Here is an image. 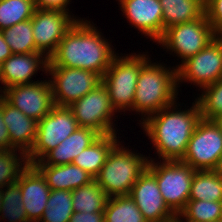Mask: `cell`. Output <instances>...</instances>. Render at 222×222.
<instances>
[{"label":"cell","instance_id":"10","mask_svg":"<svg viewBox=\"0 0 222 222\" xmlns=\"http://www.w3.org/2000/svg\"><path fill=\"white\" fill-rule=\"evenodd\" d=\"M79 128L76 119L68 107L54 106L51 111L38 122L35 143L27 154L29 164L40 161Z\"/></svg>","mask_w":222,"mask_h":222},{"label":"cell","instance_id":"26","mask_svg":"<svg viewBox=\"0 0 222 222\" xmlns=\"http://www.w3.org/2000/svg\"><path fill=\"white\" fill-rule=\"evenodd\" d=\"M104 216L105 222H147L129 195L109 197Z\"/></svg>","mask_w":222,"mask_h":222},{"label":"cell","instance_id":"4","mask_svg":"<svg viewBox=\"0 0 222 222\" xmlns=\"http://www.w3.org/2000/svg\"><path fill=\"white\" fill-rule=\"evenodd\" d=\"M148 162L149 157L123 147L119 142L94 180L108 197L129 195L133 185L146 170Z\"/></svg>","mask_w":222,"mask_h":222},{"label":"cell","instance_id":"39","mask_svg":"<svg viewBox=\"0 0 222 222\" xmlns=\"http://www.w3.org/2000/svg\"><path fill=\"white\" fill-rule=\"evenodd\" d=\"M1 205H2V189H0V210H1Z\"/></svg>","mask_w":222,"mask_h":222},{"label":"cell","instance_id":"5","mask_svg":"<svg viewBox=\"0 0 222 222\" xmlns=\"http://www.w3.org/2000/svg\"><path fill=\"white\" fill-rule=\"evenodd\" d=\"M117 54L102 76L112 108L118 112L131 111L141 68L150 60L149 55Z\"/></svg>","mask_w":222,"mask_h":222},{"label":"cell","instance_id":"7","mask_svg":"<svg viewBox=\"0 0 222 222\" xmlns=\"http://www.w3.org/2000/svg\"><path fill=\"white\" fill-rule=\"evenodd\" d=\"M196 171L219 170L222 162V127L216 120L201 118L181 160Z\"/></svg>","mask_w":222,"mask_h":222},{"label":"cell","instance_id":"19","mask_svg":"<svg viewBox=\"0 0 222 222\" xmlns=\"http://www.w3.org/2000/svg\"><path fill=\"white\" fill-rule=\"evenodd\" d=\"M3 121L9 131L11 146L27 155L35 143L38 121L27 117L4 98Z\"/></svg>","mask_w":222,"mask_h":222},{"label":"cell","instance_id":"36","mask_svg":"<svg viewBox=\"0 0 222 222\" xmlns=\"http://www.w3.org/2000/svg\"><path fill=\"white\" fill-rule=\"evenodd\" d=\"M70 0H34L36 9H51L69 12Z\"/></svg>","mask_w":222,"mask_h":222},{"label":"cell","instance_id":"38","mask_svg":"<svg viewBox=\"0 0 222 222\" xmlns=\"http://www.w3.org/2000/svg\"><path fill=\"white\" fill-rule=\"evenodd\" d=\"M11 55L10 47L5 42L2 31H0V65Z\"/></svg>","mask_w":222,"mask_h":222},{"label":"cell","instance_id":"11","mask_svg":"<svg viewBox=\"0 0 222 222\" xmlns=\"http://www.w3.org/2000/svg\"><path fill=\"white\" fill-rule=\"evenodd\" d=\"M175 67L178 85L184 81L202 89L215 83L222 78V36H216L195 56Z\"/></svg>","mask_w":222,"mask_h":222},{"label":"cell","instance_id":"24","mask_svg":"<svg viewBox=\"0 0 222 222\" xmlns=\"http://www.w3.org/2000/svg\"><path fill=\"white\" fill-rule=\"evenodd\" d=\"M188 200L222 201V172L195 171Z\"/></svg>","mask_w":222,"mask_h":222},{"label":"cell","instance_id":"22","mask_svg":"<svg viewBox=\"0 0 222 222\" xmlns=\"http://www.w3.org/2000/svg\"><path fill=\"white\" fill-rule=\"evenodd\" d=\"M119 142L117 133L101 135L94 143L84 149L72 163L95 178L99 174L108 155Z\"/></svg>","mask_w":222,"mask_h":222},{"label":"cell","instance_id":"6","mask_svg":"<svg viewBox=\"0 0 222 222\" xmlns=\"http://www.w3.org/2000/svg\"><path fill=\"white\" fill-rule=\"evenodd\" d=\"M155 162L149 157L147 168L155 175L165 204L178 216L188 202L196 170L181 160Z\"/></svg>","mask_w":222,"mask_h":222},{"label":"cell","instance_id":"29","mask_svg":"<svg viewBox=\"0 0 222 222\" xmlns=\"http://www.w3.org/2000/svg\"><path fill=\"white\" fill-rule=\"evenodd\" d=\"M73 213L72 191L51 190L39 222H69Z\"/></svg>","mask_w":222,"mask_h":222},{"label":"cell","instance_id":"15","mask_svg":"<svg viewBox=\"0 0 222 222\" xmlns=\"http://www.w3.org/2000/svg\"><path fill=\"white\" fill-rule=\"evenodd\" d=\"M129 196L147 222H169L177 217L165 204L155 175L148 168L133 185Z\"/></svg>","mask_w":222,"mask_h":222},{"label":"cell","instance_id":"40","mask_svg":"<svg viewBox=\"0 0 222 222\" xmlns=\"http://www.w3.org/2000/svg\"><path fill=\"white\" fill-rule=\"evenodd\" d=\"M216 121H217V122L220 124V126L222 127V116L219 117Z\"/></svg>","mask_w":222,"mask_h":222},{"label":"cell","instance_id":"37","mask_svg":"<svg viewBox=\"0 0 222 222\" xmlns=\"http://www.w3.org/2000/svg\"><path fill=\"white\" fill-rule=\"evenodd\" d=\"M69 222H105L104 212H74Z\"/></svg>","mask_w":222,"mask_h":222},{"label":"cell","instance_id":"41","mask_svg":"<svg viewBox=\"0 0 222 222\" xmlns=\"http://www.w3.org/2000/svg\"><path fill=\"white\" fill-rule=\"evenodd\" d=\"M0 83L2 84L1 65H0ZM0 95H1V89H0Z\"/></svg>","mask_w":222,"mask_h":222},{"label":"cell","instance_id":"35","mask_svg":"<svg viewBox=\"0 0 222 222\" xmlns=\"http://www.w3.org/2000/svg\"><path fill=\"white\" fill-rule=\"evenodd\" d=\"M10 144L9 131L3 121V97L0 95V151L13 150Z\"/></svg>","mask_w":222,"mask_h":222},{"label":"cell","instance_id":"32","mask_svg":"<svg viewBox=\"0 0 222 222\" xmlns=\"http://www.w3.org/2000/svg\"><path fill=\"white\" fill-rule=\"evenodd\" d=\"M28 165L27 155L22 151H0V189L16 182Z\"/></svg>","mask_w":222,"mask_h":222},{"label":"cell","instance_id":"17","mask_svg":"<svg viewBox=\"0 0 222 222\" xmlns=\"http://www.w3.org/2000/svg\"><path fill=\"white\" fill-rule=\"evenodd\" d=\"M22 194V202L26 215L31 222H39L51 189L41 172L32 164H29L20 174L17 180Z\"/></svg>","mask_w":222,"mask_h":222},{"label":"cell","instance_id":"3","mask_svg":"<svg viewBox=\"0 0 222 222\" xmlns=\"http://www.w3.org/2000/svg\"><path fill=\"white\" fill-rule=\"evenodd\" d=\"M165 66H164V65ZM149 60L140 70L132 111L146 117L176 102L178 95L176 67ZM178 87V88H177ZM147 115V116H146ZM145 117V118H144Z\"/></svg>","mask_w":222,"mask_h":222},{"label":"cell","instance_id":"1","mask_svg":"<svg viewBox=\"0 0 222 222\" xmlns=\"http://www.w3.org/2000/svg\"><path fill=\"white\" fill-rule=\"evenodd\" d=\"M95 25L77 20L48 60L54 66L85 69L102 77L117 53Z\"/></svg>","mask_w":222,"mask_h":222},{"label":"cell","instance_id":"8","mask_svg":"<svg viewBox=\"0 0 222 222\" xmlns=\"http://www.w3.org/2000/svg\"><path fill=\"white\" fill-rule=\"evenodd\" d=\"M216 37L213 27L207 17L174 25L166 29L157 42L163 50L166 49L179 57L180 63L195 56Z\"/></svg>","mask_w":222,"mask_h":222},{"label":"cell","instance_id":"42","mask_svg":"<svg viewBox=\"0 0 222 222\" xmlns=\"http://www.w3.org/2000/svg\"><path fill=\"white\" fill-rule=\"evenodd\" d=\"M169 222H181V221L176 217L174 220L169 221Z\"/></svg>","mask_w":222,"mask_h":222},{"label":"cell","instance_id":"23","mask_svg":"<svg viewBox=\"0 0 222 222\" xmlns=\"http://www.w3.org/2000/svg\"><path fill=\"white\" fill-rule=\"evenodd\" d=\"M164 32L171 26L205 17V0H160Z\"/></svg>","mask_w":222,"mask_h":222},{"label":"cell","instance_id":"16","mask_svg":"<svg viewBox=\"0 0 222 222\" xmlns=\"http://www.w3.org/2000/svg\"><path fill=\"white\" fill-rule=\"evenodd\" d=\"M123 15L132 27L153 42L164 34L163 10L160 0H118Z\"/></svg>","mask_w":222,"mask_h":222},{"label":"cell","instance_id":"13","mask_svg":"<svg viewBox=\"0 0 222 222\" xmlns=\"http://www.w3.org/2000/svg\"><path fill=\"white\" fill-rule=\"evenodd\" d=\"M70 12L51 9H36L32 17V29L38 52L49 59L56 51L66 32L74 25L78 17Z\"/></svg>","mask_w":222,"mask_h":222},{"label":"cell","instance_id":"30","mask_svg":"<svg viewBox=\"0 0 222 222\" xmlns=\"http://www.w3.org/2000/svg\"><path fill=\"white\" fill-rule=\"evenodd\" d=\"M4 219L9 222H31L26 215L17 181L2 188L0 221Z\"/></svg>","mask_w":222,"mask_h":222},{"label":"cell","instance_id":"33","mask_svg":"<svg viewBox=\"0 0 222 222\" xmlns=\"http://www.w3.org/2000/svg\"><path fill=\"white\" fill-rule=\"evenodd\" d=\"M202 94L195 100L200 108L201 118L217 120L222 116V78L202 88ZM201 95V96H200Z\"/></svg>","mask_w":222,"mask_h":222},{"label":"cell","instance_id":"25","mask_svg":"<svg viewBox=\"0 0 222 222\" xmlns=\"http://www.w3.org/2000/svg\"><path fill=\"white\" fill-rule=\"evenodd\" d=\"M108 196L100 185L92 180L89 184L72 191L74 212H104Z\"/></svg>","mask_w":222,"mask_h":222},{"label":"cell","instance_id":"28","mask_svg":"<svg viewBox=\"0 0 222 222\" xmlns=\"http://www.w3.org/2000/svg\"><path fill=\"white\" fill-rule=\"evenodd\" d=\"M222 201L188 200L177 218L181 222H219Z\"/></svg>","mask_w":222,"mask_h":222},{"label":"cell","instance_id":"9","mask_svg":"<svg viewBox=\"0 0 222 222\" xmlns=\"http://www.w3.org/2000/svg\"><path fill=\"white\" fill-rule=\"evenodd\" d=\"M46 74L51 75L53 102L55 106L68 107L102 83L95 72L64 66H54L49 60Z\"/></svg>","mask_w":222,"mask_h":222},{"label":"cell","instance_id":"31","mask_svg":"<svg viewBox=\"0 0 222 222\" xmlns=\"http://www.w3.org/2000/svg\"><path fill=\"white\" fill-rule=\"evenodd\" d=\"M35 10L34 0H0V31L31 19Z\"/></svg>","mask_w":222,"mask_h":222},{"label":"cell","instance_id":"34","mask_svg":"<svg viewBox=\"0 0 222 222\" xmlns=\"http://www.w3.org/2000/svg\"><path fill=\"white\" fill-rule=\"evenodd\" d=\"M205 14L216 36H222V0H205Z\"/></svg>","mask_w":222,"mask_h":222},{"label":"cell","instance_id":"43","mask_svg":"<svg viewBox=\"0 0 222 222\" xmlns=\"http://www.w3.org/2000/svg\"><path fill=\"white\" fill-rule=\"evenodd\" d=\"M219 170L222 172V162H221V165H220V168H219Z\"/></svg>","mask_w":222,"mask_h":222},{"label":"cell","instance_id":"20","mask_svg":"<svg viewBox=\"0 0 222 222\" xmlns=\"http://www.w3.org/2000/svg\"><path fill=\"white\" fill-rule=\"evenodd\" d=\"M101 134L88 127L77 128L69 137L49 151L40 161L33 165H66L89 145L94 143Z\"/></svg>","mask_w":222,"mask_h":222},{"label":"cell","instance_id":"12","mask_svg":"<svg viewBox=\"0 0 222 222\" xmlns=\"http://www.w3.org/2000/svg\"><path fill=\"white\" fill-rule=\"evenodd\" d=\"M68 108L79 127L94 129L101 135L117 133L116 124H113L116 111L112 108L108 91L102 83Z\"/></svg>","mask_w":222,"mask_h":222},{"label":"cell","instance_id":"18","mask_svg":"<svg viewBox=\"0 0 222 222\" xmlns=\"http://www.w3.org/2000/svg\"><path fill=\"white\" fill-rule=\"evenodd\" d=\"M47 65L48 59L40 52L12 54L1 64V94L4 89L12 86L38 82L31 78L41 69L46 74Z\"/></svg>","mask_w":222,"mask_h":222},{"label":"cell","instance_id":"2","mask_svg":"<svg viewBox=\"0 0 222 222\" xmlns=\"http://www.w3.org/2000/svg\"><path fill=\"white\" fill-rule=\"evenodd\" d=\"M195 102V103H194ZM188 109L177 108V102L146 117L140 123L141 128L156 149L158 159L162 161L182 160L194 129L201 119L200 108L196 100Z\"/></svg>","mask_w":222,"mask_h":222},{"label":"cell","instance_id":"21","mask_svg":"<svg viewBox=\"0 0 222 222\" xmlns=\"http://www.w3.org/2000/svg\"><path fill=\"white\" fill-rule=\"evenodd\" d=\"M51 190L73 191L89 184L94 178L73 163L66 165H34Z\"/></svg>","mask_w":222,"mask_h":222},{"label":"cell","instance_id":"14","mask_svg":"<svg viewBox=\"0 0 222 222\" xmlns=\"http://www.w3.org/2000/svg\"><path fill=\"white\" fill-rule=\"evenodd\" d=\"M1 96L27 117L38 122L55 106L49 79L6 88Z\"/></svg>","mask_w":222,"mask_h":222},{"label":"cell","instance_id":"27","mask_svg":"<svg viewBox=\"0 0 222 222\" xmlns=\"http://www.w3.org/2000/svg\"><path fill=\"white\" fill-rule=\"evenodd\" d=\"M2 33L12 54L38 52L33 38L32 18L5 28Z\"/></svg>","mask_w":222,"mask_h":222}]
</instances>
